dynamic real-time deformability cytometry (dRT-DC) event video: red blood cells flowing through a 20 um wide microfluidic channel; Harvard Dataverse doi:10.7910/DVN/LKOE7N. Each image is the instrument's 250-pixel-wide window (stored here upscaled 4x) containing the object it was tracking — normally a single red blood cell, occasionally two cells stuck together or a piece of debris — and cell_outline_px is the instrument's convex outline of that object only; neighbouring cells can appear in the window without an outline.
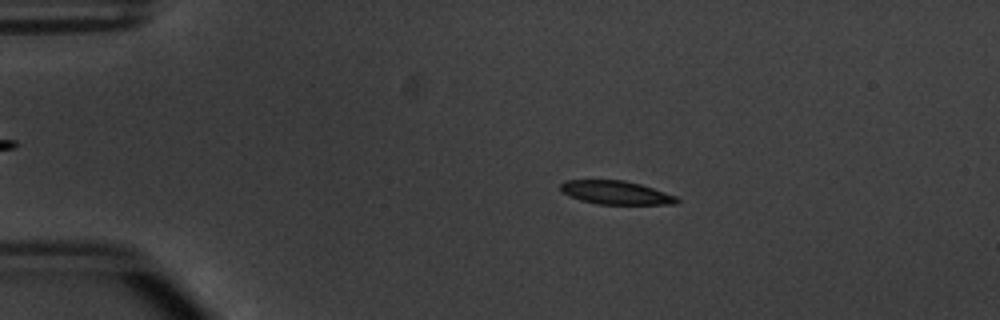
{"species": "common noctule bat (a hibernating species)", "species_latin": "Nyctalus noctula", "temperature_condition": "warm", "stored_images_in_passage": 52, "camera_frame_rate_fps": 3000, "um_per_image_px": 0.085, "animal": {"sex": "male", "body_mass_g": 20.1, "forearm_length_mm": 53.5}, "frame": {"image": 1, "passage_image": 10, "time_ms": 3.0, "image_size_px": [1000, 320], "cell_outline_px": [[680, 200], [676, 204], [596, 204], [580, 200], [568, 196], [560, 192], [560, 184], [564, 180], [624, 180], [640, 184], [676, 196]], "centroid_in_image_um": [52.29, 16.37], "position_along_channel_um": 32.7, "area_um2": 16.01}}
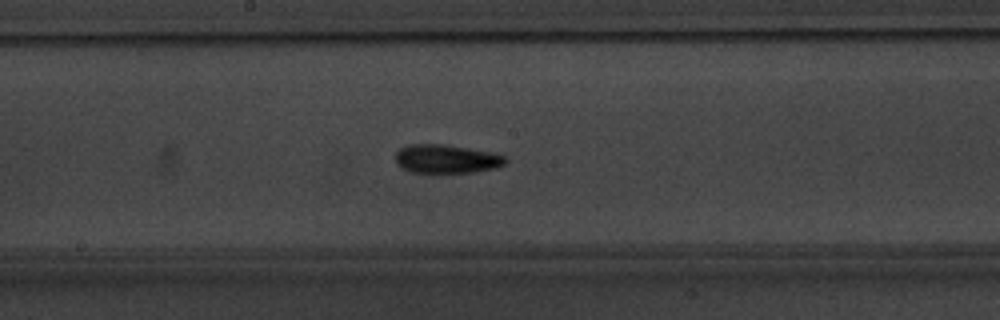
{"frame": {"image": 2, "passage_image": 28, "time_ms": 9.0, "image_size_px": [1000, 320], "cell_outline_px": [[508, 160], [504, 164], [496, 168], [472, 172], [412, 172], [400, 168], [396, 164], [396, 152], [400, 148], [408, 144], [444, 144], [496, 152], [504, 156]], "centroid_in_image_um": [37.95, 13.49], "position_along_channel_um": 210.2, "area_um2": 18.55}}
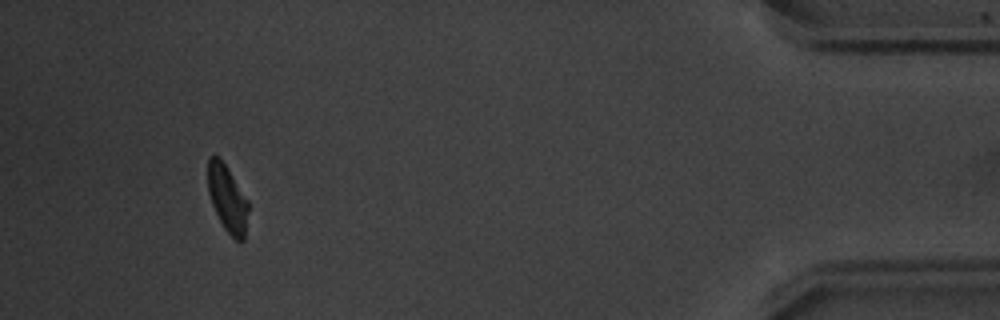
{"frame": {"image": 3, "passage_image": 49, "time_ms": 16.0, "image_size_px": [1000, 320], "cell_outline_px": [[248, 212], [244, 240], [236, 240], [224, 228], [212, 204], [208, 192], [208, 156], [220, 156], [248, 200]], "centroid_in_image_um": [19.32, 16.85], "position_along_channel_um": 415.9, "area_um2": 15.61}, "authors_computed_cell_mechanics": {"area_um2": 17.1088, "velocity_mm_per_s": 3.8316, "shape_relaxation_time_tau1_ms": 4.2305, "shape_relaxation_time_tau2_ms": 8.0115, "deformation_change_tau1": 0.1302, "deformation_change_tau2": 0.1547}}